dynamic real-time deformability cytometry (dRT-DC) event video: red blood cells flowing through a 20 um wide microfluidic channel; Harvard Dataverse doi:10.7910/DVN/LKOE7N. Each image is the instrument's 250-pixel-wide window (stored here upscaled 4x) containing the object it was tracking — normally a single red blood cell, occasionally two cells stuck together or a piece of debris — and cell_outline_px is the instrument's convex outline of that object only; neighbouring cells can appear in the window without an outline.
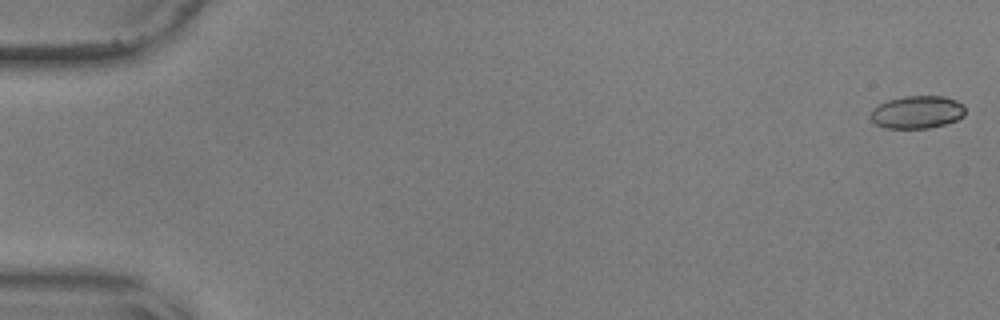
{"species": "common noctule bat (a hibernating species)", "species_latin": "Nyctalus noctula", "temperature_condition": "warm", "stored_images_in_passage": 13, "camera_frame_rate_fps": 3000, "um_per_image_px": 0.085, "animal": {"sex": "male", "body_mass_g": 17.9, "forearm_length_mm": 54.2}, "frame": {"image": 1, "passage_image": 1, "time_ms": 0.0, "image_size_px": [1000, 320], "cell_outline_px": [[964, 116], [956, 120], [944, 124], [928, 128], [884, 128], [876, 124], [872, 120], [872, 108], [888, 100], [904, 96], [944, 96], [956, 100], [964, 104]], "centroid_in_image_um": [77.97, 9.52], "position_along_channel_um": 7.0, "area_um2": 17.98}}